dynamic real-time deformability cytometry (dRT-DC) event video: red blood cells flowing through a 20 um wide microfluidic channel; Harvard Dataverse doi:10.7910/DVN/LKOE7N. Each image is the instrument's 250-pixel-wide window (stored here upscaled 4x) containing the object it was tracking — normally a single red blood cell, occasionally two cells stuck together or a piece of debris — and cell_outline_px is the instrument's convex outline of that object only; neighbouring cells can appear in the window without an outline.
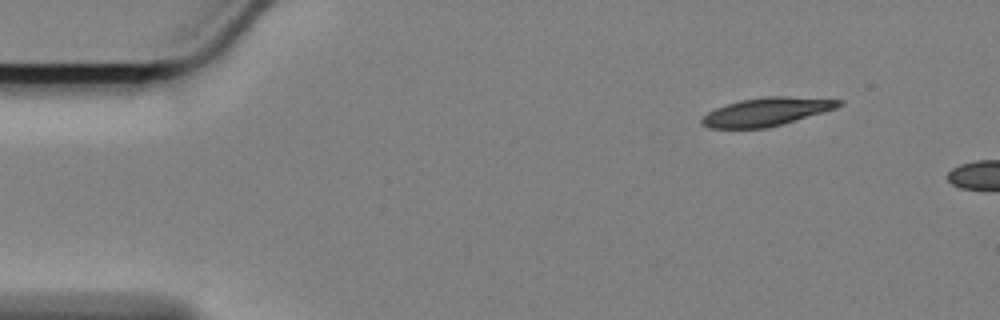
{"species": "Egyptian fruit bat (a non-hibernating species)", "species_latin": "Rousettus aegyptiacus", "temperature_condition": "cold", "stored_images_in_passage": 4, "camera_frame_rate_fps": 3000, "um_per_image_px": 0.085, "animal": {"sex": "female"}, "frame": {"image": 1, "passage_image": 1, "time_ms": 0.0, "image_size_px": [1000, 320], "cell_outline_px": [[844, 104], [836, 108], [824, 112], [780, 124], [764, 128], [708, 128], [700, 124], [700, 120], [708, 112], [716, 108], [740, 100], [764, 96], [788, 96], [844, 100]], "centroid_in_image_um": [65.15, 9.49], "position_along_channel_um": 19.8, "area_um2": 22.43}}